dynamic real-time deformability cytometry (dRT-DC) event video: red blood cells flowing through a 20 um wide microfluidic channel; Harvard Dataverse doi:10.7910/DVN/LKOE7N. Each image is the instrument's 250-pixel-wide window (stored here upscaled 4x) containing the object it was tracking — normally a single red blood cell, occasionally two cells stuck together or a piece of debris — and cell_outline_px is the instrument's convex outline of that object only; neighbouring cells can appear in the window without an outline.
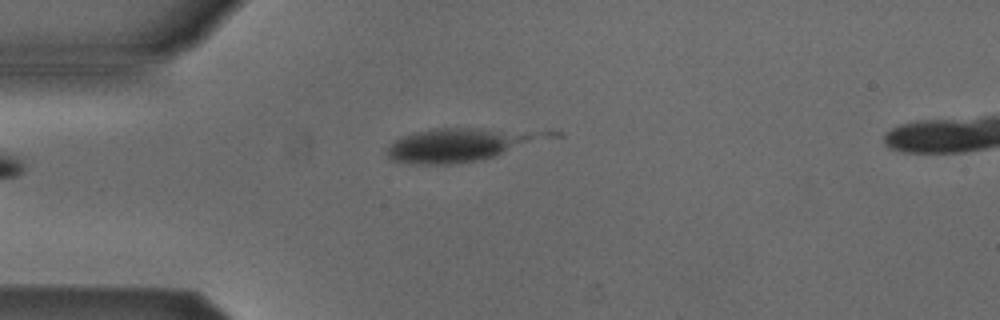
{"species": "Egyptian fruit bat (a non-hibernating species)", "species_latin": "Rousettus aegyptiacus", "temperature_condition": "cold", "stored_images_in_passage": 2, "camera_frame_rate_fps": 3000, "um_per_image_px": 0.085, "animal": {"sex": "male"}, "frame": {"image": 1, "passage_image": 1, "time_ms": 0.0, "image_size_px": [1000, 320], "cell_outline_px": [[512, 140], [500, 152], [492, 156], [480, 160], [452, 164], [412, 164], [388, 160], [388, 144], [400, 136], [432, 128], [480, 128], [504, 136]], "centroid_in_image_um": [37.94, 12.42], "position_along_channel_um": 47.1, "area_um2": 25.61}}